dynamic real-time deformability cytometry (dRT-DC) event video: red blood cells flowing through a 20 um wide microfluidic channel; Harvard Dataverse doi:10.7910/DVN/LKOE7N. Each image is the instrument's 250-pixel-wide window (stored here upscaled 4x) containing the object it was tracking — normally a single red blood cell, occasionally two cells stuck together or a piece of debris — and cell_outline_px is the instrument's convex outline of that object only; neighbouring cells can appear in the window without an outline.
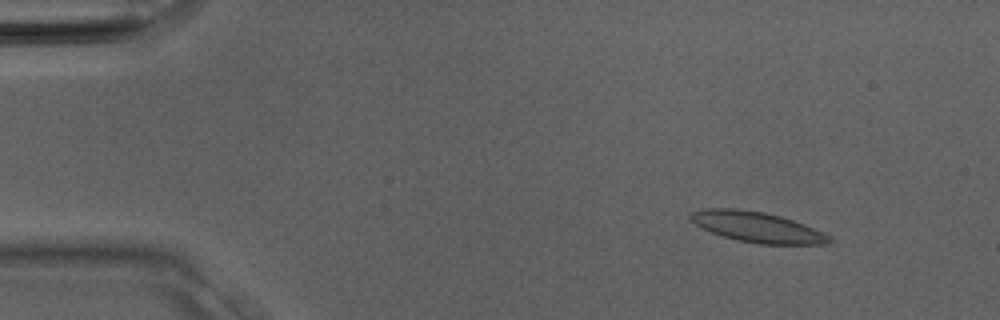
{"species": "Egyptian fruit bat (a non-hibernating species)", "species_latin": "Rousettus aegyptiacus", "temperature_condition": "room temperature", "stored_images_in_passage": 3, "camera_frame_rate_fps": 3000, "um_per_image_px": 0.085, "animal": {"sex": "male"}, "frame": {"image": 1, "passage_image": 1, "time_ms": 0.0, "image_size_px": [1000, 320], "cell_outline_px": [[832, 240], [828, 244], [760, 244], [736, 240], [700, 228], [688, 220], [688, 212], [708, 208], [736, 208], [764, 212], [780, 216], [804, 224], [832, 236]], "centroid_in_image_um": [64.31, 19.29], "position_along_channel_um": 20.7, "area_um2": 24.8}}